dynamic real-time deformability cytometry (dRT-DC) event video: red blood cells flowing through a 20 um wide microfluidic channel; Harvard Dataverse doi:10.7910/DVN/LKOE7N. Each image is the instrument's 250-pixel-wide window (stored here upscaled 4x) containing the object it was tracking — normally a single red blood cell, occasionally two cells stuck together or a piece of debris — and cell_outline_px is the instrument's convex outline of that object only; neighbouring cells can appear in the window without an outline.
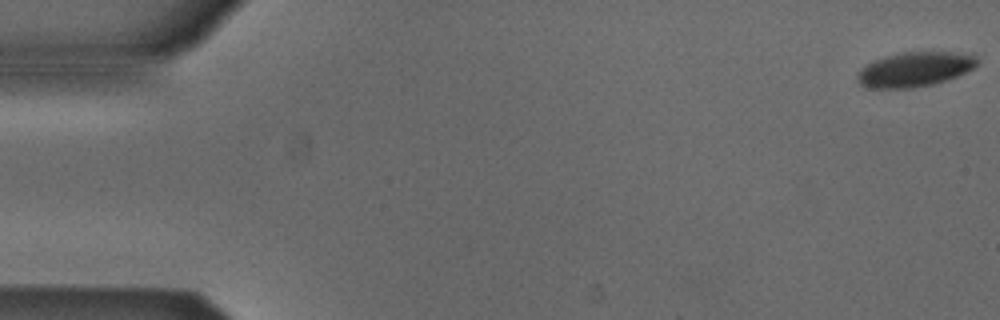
{"species": "Egyptian fruit bat (a non-hibernating species)", "species_latin": "Rousettus aegyptiacus", "temperature_condition": "cold", "stored_images_in_passage": 53, "camera_frame_rate_fps": 3000, "um_per_image_px": 0.085, "animal": {"sex": "male"}, "frame": {"image": 1, "passage_image": 1, "time_ms": 0.0, "image_size_px": [1000, 320], "cell_outline_px": [[980, 60], [972, 68], [948, 80], [932, 84], [912, 88], [876, 88], [860, 84], [860, 68], [872, 60], [884, 56], [900, 52], [976, 52]], "centroid_in_image_um": [77.84, 5.85], "position_along_channel_um": 7.2, "area_um2": 24.28}}
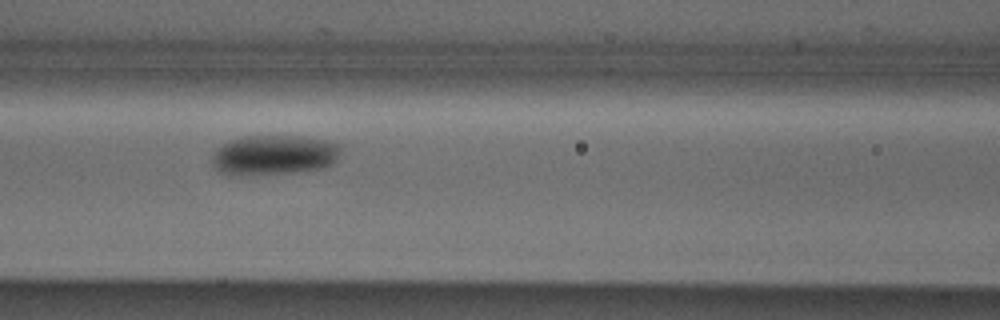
{"frame": {"image": 2, "passage_image": 23, "time_ms": 7.333, "image_size_px": [1000, 320], "cell_outline_px": [[340, 152], [336, 160], [332, 164], [320, 168], [288, 172], [224, 172], [216, 168], [212, 164], [212, 156], [228, 140], [244, 136], [300, 136], [324, 140], [340, 144]], "centroid_in_image_um": [23.36, 13.11], "position_along_channel_um": 143.2, "area_um2": 28.61}}
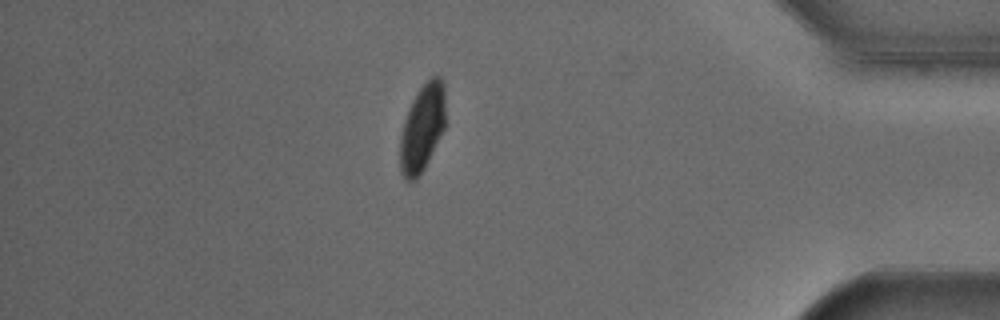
{"frame": {"image": 3, "passage_image": 46, "time_ms": 15.0, "image_size_px": [1000, 320], "cell_outline_px": [[444, 128], [424, 168], [416, 180], [404, 180], [400, 172], [400, 136], [404, 120], [408, 108], [416, 92], [432, 76], [440, 76], [444, 84]], "centroid_in_image_um": [35.86, 10.88], "position_along_channel_um": 399.3, "area_um2": 22.95}, "authors_computed_cell_mechanics": {"area_um2": 26.5302, "velocity_mm_per_s": 3.8564, "shape_relaxation_time_tau1_ms": 4.4256, "shape_relaxation_time_tau2_ms": null, "deformation_change_tau1": 0.0954, "deformation_change_tau2": null}}